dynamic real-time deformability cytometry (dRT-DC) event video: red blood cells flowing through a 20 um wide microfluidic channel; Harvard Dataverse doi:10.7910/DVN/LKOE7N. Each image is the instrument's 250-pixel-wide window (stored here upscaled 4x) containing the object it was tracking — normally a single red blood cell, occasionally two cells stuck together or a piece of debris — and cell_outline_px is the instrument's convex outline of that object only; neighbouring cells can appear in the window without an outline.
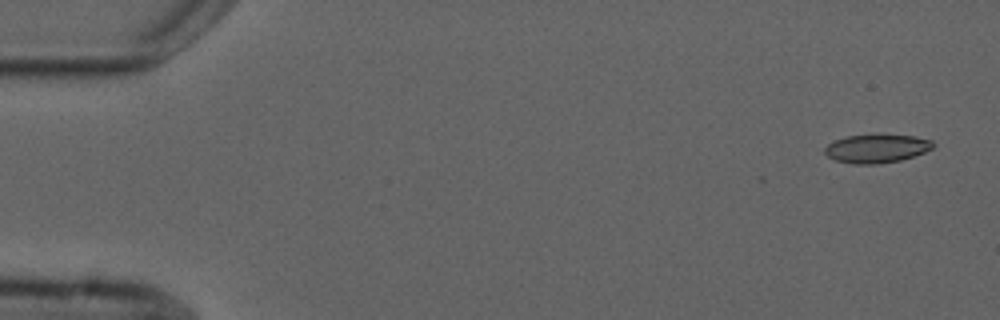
{"species": "common noctule bat (a hibernating species)", "species_latin": "Nyctalus noctula", "temperature_condition": "cold", "stored_images_in_passage": 4, "camera_frame_rate_fps": 3000, "um_per_image_px": 0.085, "animal": {"sex": "male", "forearm_length_mm": 52.5}, "frame": {"image": 1, "passage_image": 1, "time_ms": 0.0, "image_size_px": [1000, 320], "cell_outline_px": [[936, 144], [932, 148], [924, 152], [900, 160], [876, 164], [852, 164], [836, 160], [828, 156], [824, 152], [824, 148], [828, 144], [836, 140], [848, 136], [876, 132], [912, 136], [932, 140]], "centroid_in_image_um": [74.52, 12.59], "position_along_channel_um": 10.5, "area_um2": 18.38}}
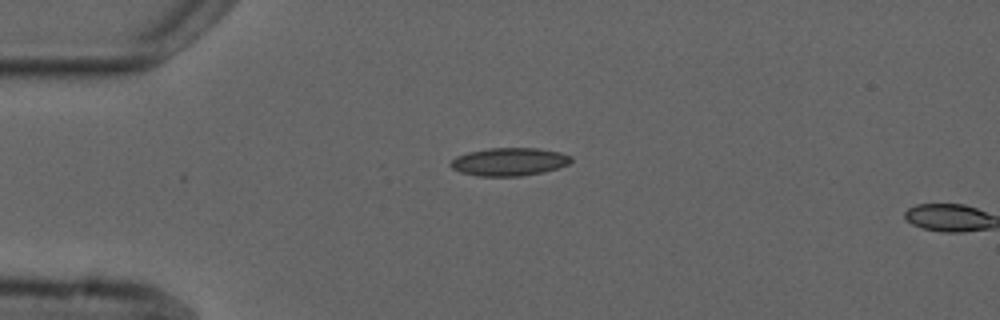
{"frame": {"image": 2, "passage_image": 3, "time_ms": 3.667, "image_size_px": [1000, 320], "cell_outline_px": [[572, 160], [568, 164], [544, 172], [520, 176], [480, 176], [460, 172], [452, 168], [448, 164], [456, 156], [468, 152], [488, 148], [536, 148], [560, 152], [572, 156]], "centroid_in_image_um": [43.27, 13.74], "position_along_channel_um": 41.7, "area_um2": 19.65}}